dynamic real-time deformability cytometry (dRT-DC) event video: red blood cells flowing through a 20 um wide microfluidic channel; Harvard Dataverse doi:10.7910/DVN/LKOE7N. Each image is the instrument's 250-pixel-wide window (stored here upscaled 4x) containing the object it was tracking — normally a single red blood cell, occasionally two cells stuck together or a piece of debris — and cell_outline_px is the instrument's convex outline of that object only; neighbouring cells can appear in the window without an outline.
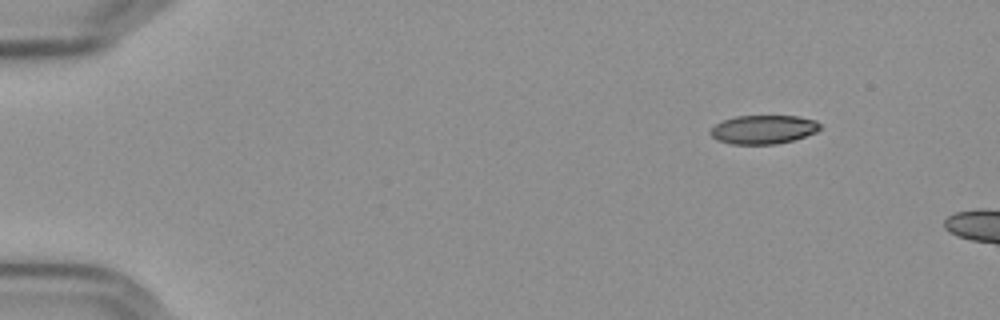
{"species": "Egyptian fruit bat (a non-hibernating species)", "species_latin": "Rousettus aegyptiacus", "temperature_condition": "cold", "stored_images_in_passage": 10, "camera_frame_rate_fps": 3000, "um_per_image_px": 0.085, "frame": {"image": 1, "passage_image": 1, "time_ms": 0.0, "image_size_px": [1000, 320], "cell_outline_px": [[820, 128], [816, 132], [792, 140], [776, 144], [732, 144], [716, 140], [708, 132], [716, 124], [724, 120], [736, 116], [796, 116], [816, 120], [820, 124]], "centroid_in_image_um": [64.87, 11.01], "position_along_channel_um": 20.1, "area_um2": 18.26}}